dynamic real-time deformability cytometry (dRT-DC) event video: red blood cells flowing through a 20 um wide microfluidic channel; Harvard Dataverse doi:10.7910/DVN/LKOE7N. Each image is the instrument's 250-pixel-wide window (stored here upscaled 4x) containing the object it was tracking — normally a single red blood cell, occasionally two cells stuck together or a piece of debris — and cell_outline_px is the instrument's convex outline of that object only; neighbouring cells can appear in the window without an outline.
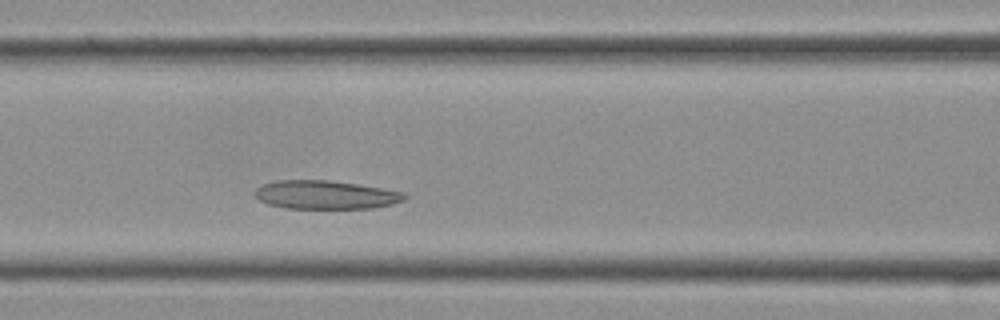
{"species": "Egyptian fruit bat (a non-hibernating species)", "species_latin": "Rousettus aegyptiacus", "temperature_condition": "cold", "stored_images_in_passage": 5, "camera_frame_rate_fps": 3000, "um_per_image_px": 0.085, "frame": {"image": 1, "passage_image": 4, "time_ms": 1.0, "image_size_px": [1000, 320], "cell_outline_px": [[408, 196], [404, 200], [392, 204], [372, 208], [284, 208], [268, 204], [260, 200], [256, 196], [256, 188], [264, 184], [276, 180], [328, 180], [356, 184], [404, 192]], "centroid_in_image_um": [27.68, 16.56], "position_along_channel_um": 138.9, "area_um2": 24.68}}